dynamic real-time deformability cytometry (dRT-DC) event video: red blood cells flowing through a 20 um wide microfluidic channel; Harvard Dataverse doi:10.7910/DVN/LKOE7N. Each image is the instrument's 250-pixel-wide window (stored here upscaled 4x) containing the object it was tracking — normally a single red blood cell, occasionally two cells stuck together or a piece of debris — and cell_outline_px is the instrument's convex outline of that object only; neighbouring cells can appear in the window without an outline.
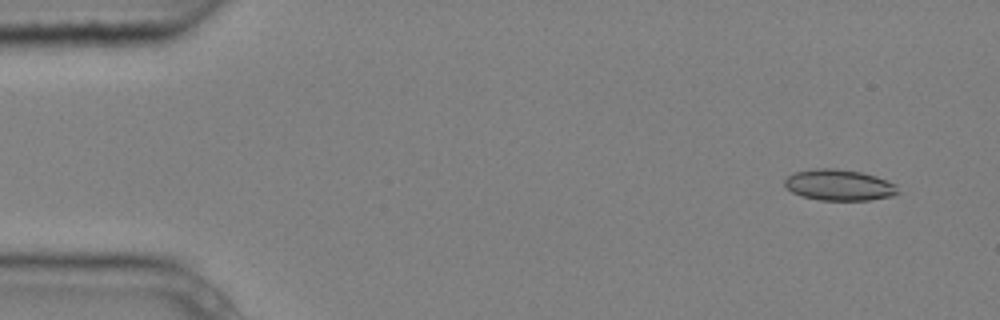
{"species": "common noctule bat (a hibernating species)", "species_latin": "Nyctalus noctula", "temperature_condition": "cold", "stored_images_in_passage": 3, "camera_frame_rate_fps": 3000, "um_per_image_px": 0.085, "animal": {"sex": "male", "body_mass_g": 20.4}, "frame": {"image": 1, "passage_image": 1, "time_ms": 0.0, "image_size_px": [1000, 320], "cell_outline_px": [[900, 192], [892, 196], [868, 200], [820, 200], [800, 196], [792, 192], [784, 184], [784, 180], [788, 176], [796, 172], [816, 168], [836, 168], [860, 172], [876, 176], [896, 184]], "centroid_in_image_um": [71.33, 15.73], "position_along_channel_um": 13.7, "area_um2": 20.52}}
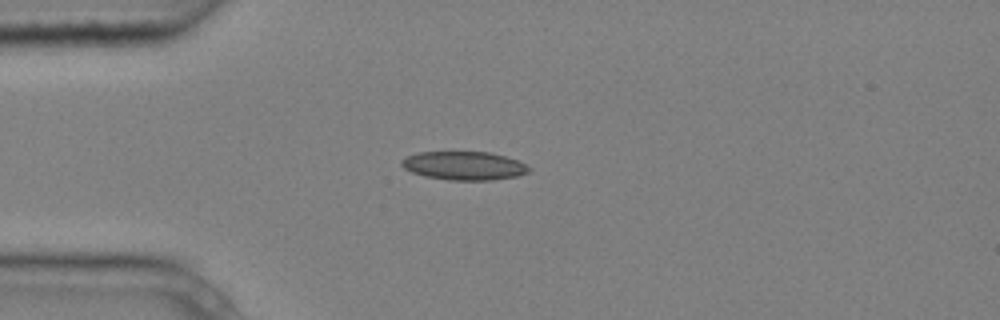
{"frame": {"image": 2, "passage_image": 3, "time_ms": 0.667, "image_size_px": [1000, 320], "cell_outline_px": [[532, 168], [528, 172], [516, 176], [492, 180], [448, 180], [424, 176], [412, 172], [404, 168], [400, 164], [400, 160], [404, 156], [416, 152], [488, 152], [504, 156], [516, 160]], "centroid_in_image_um": [39.38, 14.08], "position_along_channel_um": 45.6, "area_um2": 21.21}}